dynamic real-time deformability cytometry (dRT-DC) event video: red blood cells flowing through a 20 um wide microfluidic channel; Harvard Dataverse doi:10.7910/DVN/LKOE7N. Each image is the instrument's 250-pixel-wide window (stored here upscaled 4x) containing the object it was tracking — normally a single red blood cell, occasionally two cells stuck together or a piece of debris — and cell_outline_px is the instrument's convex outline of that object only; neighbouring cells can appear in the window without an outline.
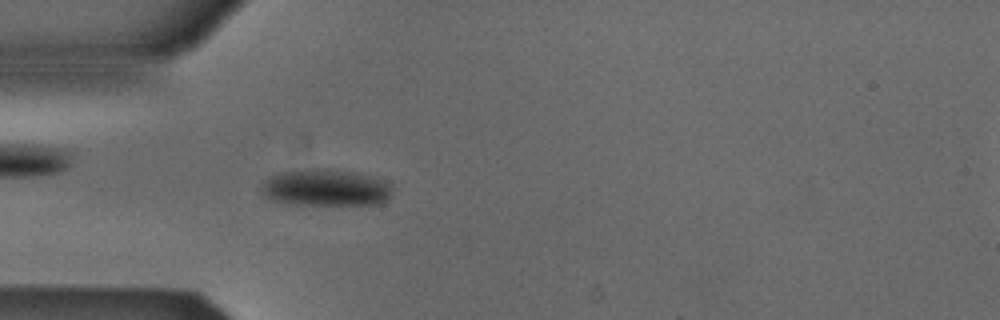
{"species": "Egyptian fruit bat (a non-hibernating species)", "species_latin": "Rousettus aegyptiacus", "temperature_condition": "cold", "stored_images_in_passage": 43, "camera_frame_rate_fps": 3000, "um_per_image_px": 0.085, "animal": {"sex": "male"}, "frame": {"image": 1, "passage_image": 6, "time_ms": 1.667, "image_size_px": [1000, 320], "cell_outline_px": [[392, 188], [388, 200], [380, 204], [288, 204], [268, 200], [260, 192], [260, 188], [264, 180], [268, 176], [276, 172], [316, 168], [336, 168], [376, 176], [392, 184]], "centroid_in_image_um": [27.66, 15.93], "position_along_channel_um": 57.3, "area_um2": 28.96}}
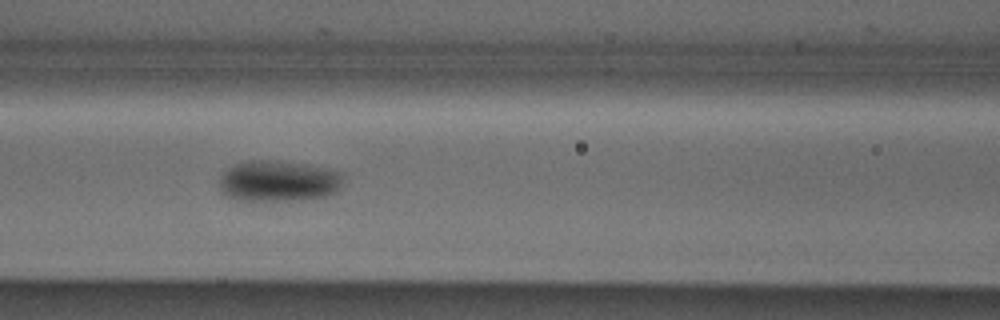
{"frame": {"image": 2, "passage_image": 13, "time_ms": 4.0, "image_size_px": [1000, 320], "cell_outline_px": [[344, 176], [340, 188], [336, 192], [328, 196], [304, 200], [236, 200], [220, 192], [220, 176], [228, 168], [236, 164], [248, 160], [276, 160], [304, 164], [324, 168], [340, 172]], "centroid_in_image_um": [23.68, 15.39], "position_along_channel_um": 142.9, "area_um2": 29.82}}
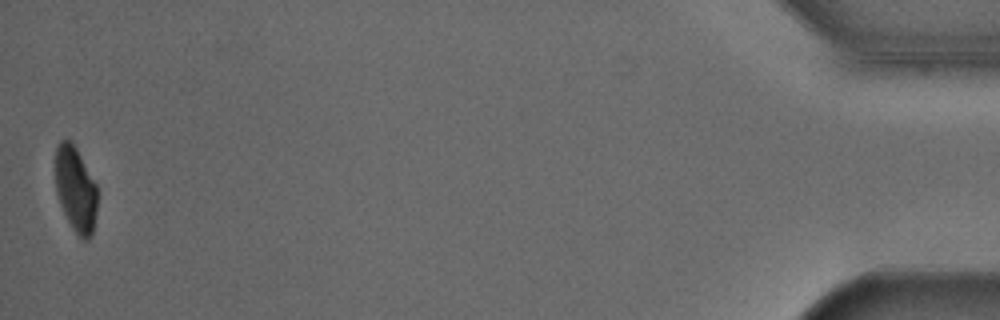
{"frame": {"image": 3, "passage_image": 43, "time_ms": 14.0, "image_size_px": [1000, 320], "cell_outline_px": [[96, 212], [92, 236], [88, 240], [84, 240], [72, 228], [60, 204], [56, 192], [56, 148], [60, 140], [68, 140], [76, 148], [96, 184]], "centroid_in_image_um": [6.43, 16.11], "position_along_channel_um": 428.8, "area_um2": 20.46}, "authors_computed_cell_mechanics": {"area_um2": 27.1082, "velocity_mm_per_s": 3.8503, "shape_relaxation_time_tau1_ms": 4.2443, "shape_relaxation_time_tau2_ms": null, "deformation_change_tau1": 0.0883, "deformation_change_tau2": null}}